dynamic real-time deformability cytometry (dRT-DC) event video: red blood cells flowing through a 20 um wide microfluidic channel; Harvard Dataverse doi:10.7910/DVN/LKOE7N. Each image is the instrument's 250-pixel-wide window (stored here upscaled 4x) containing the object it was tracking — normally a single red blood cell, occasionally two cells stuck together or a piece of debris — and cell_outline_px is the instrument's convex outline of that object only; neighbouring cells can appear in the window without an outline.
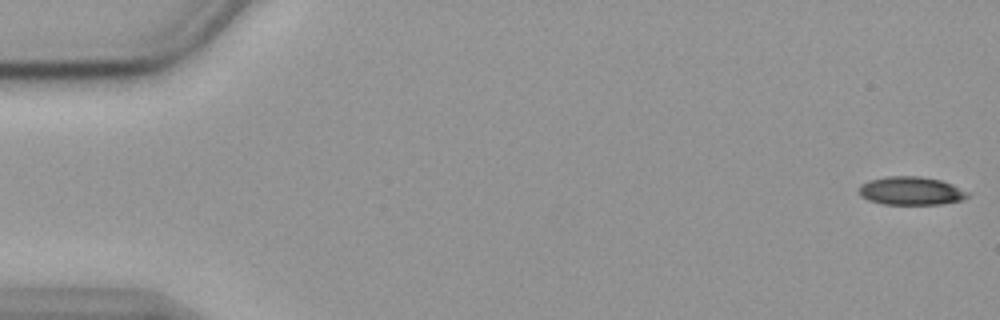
{"species": "common noctule bat (a hibernating species)", "species_latin": "Nyctalus noctula", "temperature_condition": "cold", "stored_images_in_passage": 56, "camera_frame_rate_fps": 3000, "um_per_image_px": 0.085, "animal": {"sex": "female", "body_mass_g": 19.9}, "frame": {"image": 1, "passage_image": 1, "time_ms": 0.0, "image_size_px": [1000, 320], "cell_outline_px": [[968, 196], [964, 200], [940, 204], [884, 204], [868, 200], [860, 196], [860, 184], [868, 180], [888, 176], [920, 176], [940, 180], [952, 184], [968, 192]], "centroid_in_image_um": [77.43, 16.22], "position_along_channel_um": 7.6, "area_um2": 17.92}}
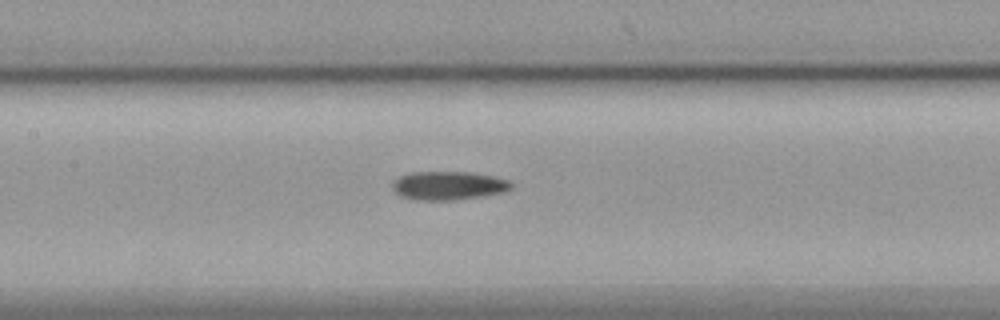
{"frame": {"image": 2, "passage_image": 26, "time_ms": 8.333, "image_size_px": [1000, 320], "cell_outline_px": [[512, 188], [504, 192], [456, 200], [412, 200], [400, 196], [392, 188], [392, 184], [400, 176], [408, 172], [468, 172], [496, 176], [512, 180]], "centroid_in_image_um": [38.14, 15.77], "position_along_channel_um": 169.3, "area_um2": 20.0}}
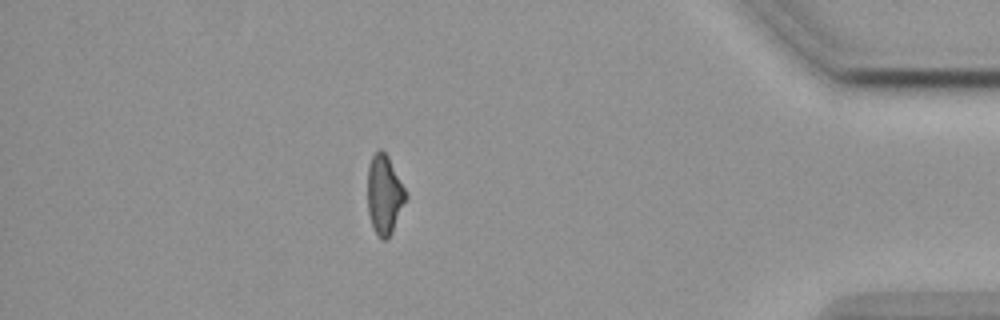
{"frame": {"image": 3, "passage_image": 49, "time_ms": 16.0, "image_size_px": [1000, 320], "cell_outline_px": [[408, 196], [392, 232], [388, 240], [380, 240], [372, 228], [368, 212], [368, 164], [372, 156], [380, 148], [388, 156]], "centroid_in_image_um": [32.66, 16.59], "position_along_channel_um": 402.5, "area_um2": 17.69}, "authors_computed_cell_mechanics": {"area_um2": 18.9584, "velocity_mm_per_s": 3.5916, "shape_relaxation_time_tau1_ms": 6.7018, "shape_relaxation_time_tau2_ms": 5.5035, "deformation_change_tau1": 0.1797, "deformation_change_tau2": 0.1529}}